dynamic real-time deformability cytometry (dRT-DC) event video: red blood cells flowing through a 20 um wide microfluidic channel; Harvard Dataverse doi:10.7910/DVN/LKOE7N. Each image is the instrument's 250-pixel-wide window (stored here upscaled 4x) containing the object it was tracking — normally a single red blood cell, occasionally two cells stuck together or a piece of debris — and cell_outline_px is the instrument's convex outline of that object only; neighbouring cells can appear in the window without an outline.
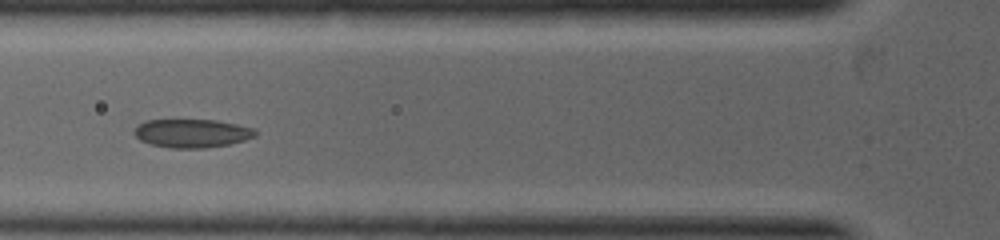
{"species": "common noctule bat (a hibernating species)", "species_latin": "Nyctalus noctula", "temperature_condition": "warm", "stored_images_in_passage": 9, "camera_frame_rate_fps": 5000, "um_per_image_px": 0.085, "animal": {"sex": "female", "body_mass_g": 19.0, "forearm_length_mm": 53.3}, "frame": {"image": 1, "passage_image": 4, "time_ms": 1.0, "image_size_px": [1000, 240], "cell_outline_px": [[256, 136], [244, 140], [228, 144], [204, 148], [172, 148], [152, 144], [140, 140], [132, 132], [136, 124], [144, 120], [216, 120], [256, 128]], "centroid_in_image_um": [16.29, 11.32], "position_along_channel_um": 109.5, "area_um2": 20.17}}
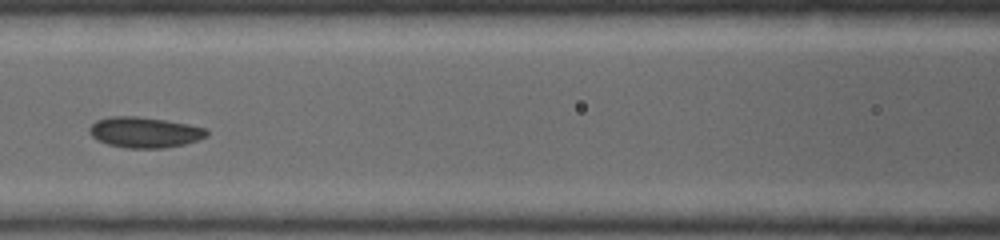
{"frame": {"image": 2, "passage_image": 6, "time_ms": 1.6, "image_size_px": [1000, 240], "cell_outline_px": [[208, 136], [184, 144], [164, 148], [124, 148], [108, 144], [96, 140], [88, 132], [88, 128], [96, 120], [112, 116], [136, 116], [164, 120], [188, 124], [208, 128]], "centroid_in_image_um": [12.27, 11.25], "position_along_channel_um": 154.3, "area_um2": 21.04}}
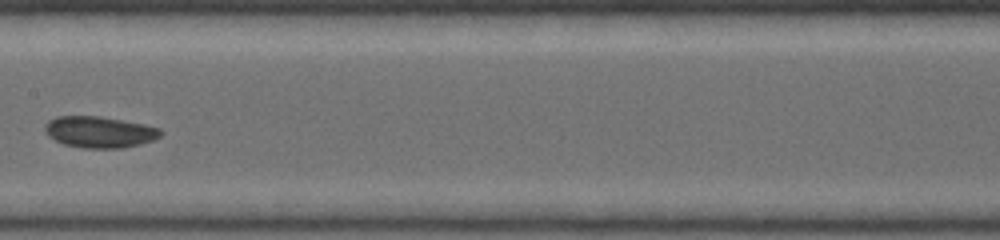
{"frame": {"image": 3, "passage_image": 8, "time_ms": 2.2, "image_size_px": [1000, 240], "cell_outline_px": [[164, 132], [160, 136], [152, 140], [140, 144], [120, 148], [84, 148], [64, 144], [48, 136], [44, 132], [44, 124], [48, 120], [56, 116], [100, 116], [144, 124], [160, 128]], "centroid_in_image_um": [8.43, 11.21], "position_along_channel_um": 199.0, "area_um2": 21.21}}